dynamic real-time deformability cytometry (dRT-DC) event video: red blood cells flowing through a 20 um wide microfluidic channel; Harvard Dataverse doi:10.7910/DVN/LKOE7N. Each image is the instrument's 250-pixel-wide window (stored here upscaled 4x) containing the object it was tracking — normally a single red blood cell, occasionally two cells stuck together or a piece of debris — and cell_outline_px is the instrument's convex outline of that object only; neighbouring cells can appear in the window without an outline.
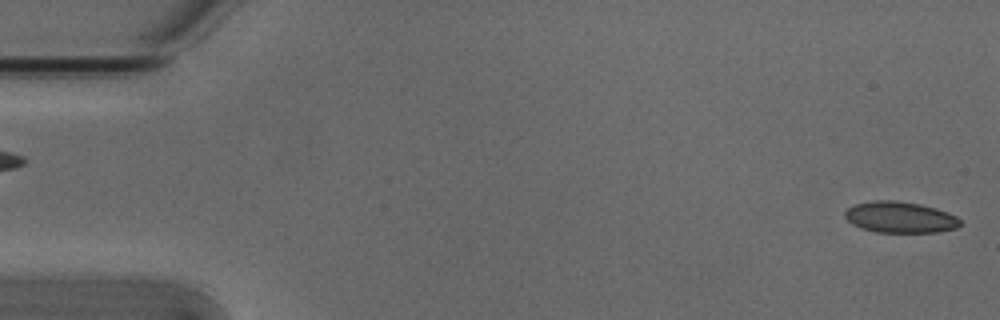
{"species": "Egyptian fruit bat (a non-hibernating species)", "species_latin": "Rousettus aegyptiacus", "temperature_condition": "cold", "stored_images_in_passage": 3, "segment_of_instrument_passage": [2, 2], "camera_frame_rate_fps": 3000, "um_per_image_px": 0.085, "animal": {"sex": "male"}, "frame": {"image": 1, "passage_image": 3, "time_ms": 0.667, "image_size_px": [1000, 320], "cell_outline_px": [[960, 224], [956, 228], [936, 232], [876, 232], [860, 228], [852, 224], [844, 216], [844, 212], [848, 208], [856, 204], [876, 200], [896, 200], [920, 204], [936, 208], [948, 212], [956, 216], [960, 220]], "centroid_in_image_um": [76.5, 18.46], "position_along_channel_um": 8.5, "area_um2": 20.92}}